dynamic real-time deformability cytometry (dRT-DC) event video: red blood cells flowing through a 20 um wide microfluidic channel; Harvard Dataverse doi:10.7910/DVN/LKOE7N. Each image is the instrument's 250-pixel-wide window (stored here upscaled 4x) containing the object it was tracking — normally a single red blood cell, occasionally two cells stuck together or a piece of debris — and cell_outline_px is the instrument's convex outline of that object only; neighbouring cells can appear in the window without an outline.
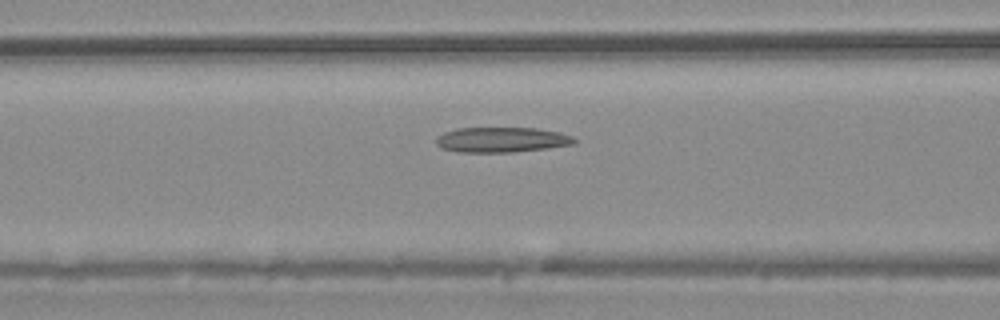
{"species": "common noctule bat (a hibernating species)", "species_latin": "Nyctalus noctula", "temperature_condition": "warm", "stored_images_in_passage": 49, "camera_frame_rate_fps": 3000, "um_per_image_px": 0.085, "animal": {"sex": "male", "body_mass_g": 20.4}, "frame": {"image": 1, "passage_image": 17, "time_ms": 5.333, "image_size_px": [1000, 320], "cell_outline_px": [[576, 144], [548, 148], [512, 152], [456, 152], [444, 148], [436, 144], [436, 136], [444, 132], [456, 128], [536, 128], [560, 132], [572, 136], [576, 140]], "centroid_in_image_um": [42.65, 11.87], "position_along_channel_um": 124.0, "area_um2": 20.35}}
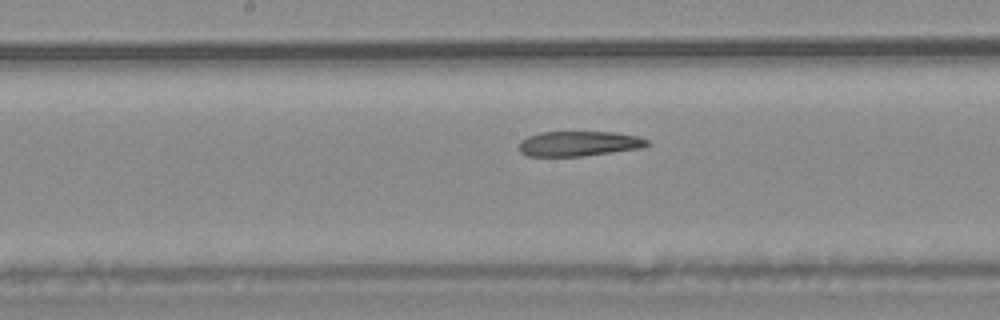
{"frame": {"image": 2, "passage_image": 23, "time_ms": 7.333, "image_size_px": [1000, 320], "cell_outline_px": [[652, 144], [644, 148], [584, 156], [528, 156], [520, 152], [520, 140], [528, 136], [540, 132], [616, 132], [640, 136], [648, 140]], "centroid_in_image_um": [49.28, 12.21], "position_along_channel_um": 198.9, "area_um2": 18.96}}
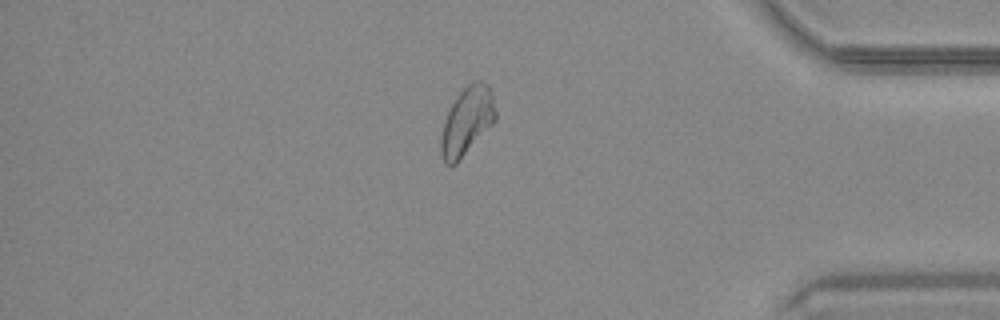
{"frame": {"image": 3, "passage_image": 41, "time_ms": 13.333, "image_size_px": [1000, 320], "cell_outline_px": [[496, 120], [456, 164], [444, 164], [440, 156], [440, 140], [444, 124], [448, 112], [456, 96], [468, 84], [476, 80], [480, 80], [488, 84], [492, 92], [496, 112]], "centroid_in_image_um": [39.69, 10.29], "position_along_channel_um": 395.5, "area_um2": 21.56}}